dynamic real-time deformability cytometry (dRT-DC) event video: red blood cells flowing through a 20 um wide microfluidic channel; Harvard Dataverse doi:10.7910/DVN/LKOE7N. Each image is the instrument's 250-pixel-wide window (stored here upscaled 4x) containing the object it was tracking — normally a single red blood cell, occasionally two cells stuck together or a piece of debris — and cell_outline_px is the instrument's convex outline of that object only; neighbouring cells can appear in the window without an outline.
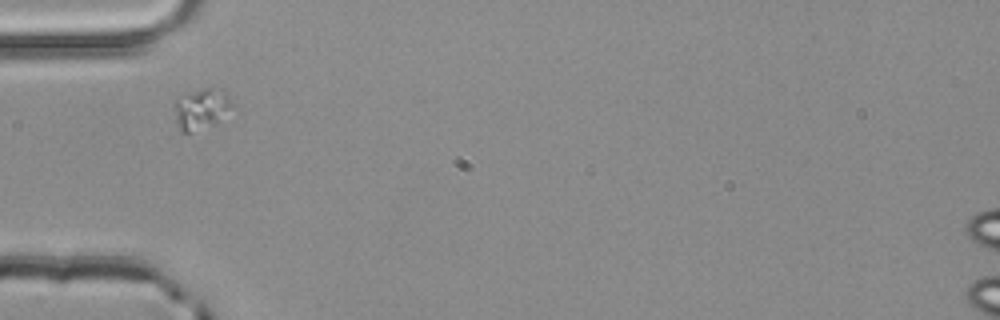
{"species": "common noctule bat (a hibernating species)", "species_latin": "Nyctalus noctula", "temperature_condition": "room temperature", "stored_images_in_passage": 1, "camera_frame_rate_fps": 3000, "um_per_image_px": 0.085, "animal": {"sex": "male", "body_mass_g": 20.4}, "frame": {"image": 1, "passage_image": 1, "time_ms": 0.0, "image_size_px": [1000, 320], "cell_outline_px": [[236, 108], [216, 124], [188, 132], [180, 132], [172, 108], [172, 100], [188, 92], [200, 88], [224, 88], [236, 104]], "centroid_in_image_um": [17.16, 9.21], "position_along_channel_um": 67.8, "area_um2": 14.74}}